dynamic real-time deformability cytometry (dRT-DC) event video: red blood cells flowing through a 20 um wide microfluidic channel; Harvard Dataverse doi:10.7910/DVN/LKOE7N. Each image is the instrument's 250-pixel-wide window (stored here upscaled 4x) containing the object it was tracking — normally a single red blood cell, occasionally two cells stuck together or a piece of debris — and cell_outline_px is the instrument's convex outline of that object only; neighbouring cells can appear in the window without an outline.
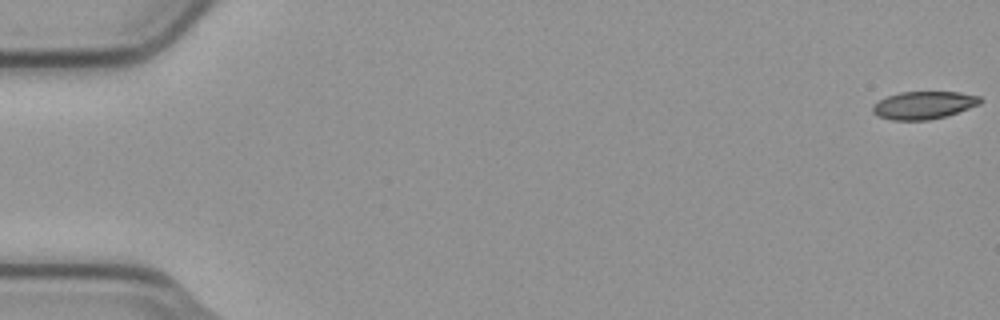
{"species": "common noctule bat (a hibernating species)", "species_latin": "Nyctalus noctula", "temperature_condition": "cold", "stored_images_in_passage": 55, "camera_frame_rate_fps": 3000, "um_per_image_px": 0.085, "animal": {"sex": "male", "body_mass_g": 23.1, "forearm_length_mm": 52.7}, "frame": {"image": 1, "passage_image": 1, "time_ms": 0.0, "image_size_px": [1000, 320], "cell_outline_px": [[980, 104], [944, 116], [928, 120], [892, 120], [880, 116], [872, 112], [872, 104], [888, 96], [900, 92], [960, 92], [980, 96]], "centroid_in_image_um": [78.49, 8.93], "position_along_channel_um": 6.5, "area_um2": 17.11}}
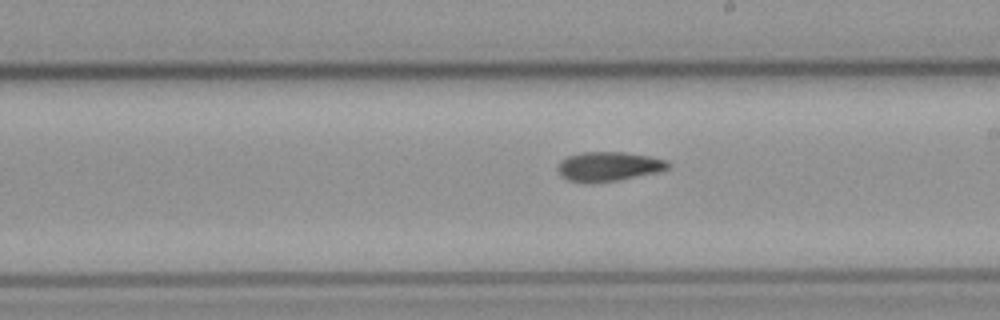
{"frame": {"image": 2, "passage_image": 32, "time_ms": 10.333, "image_size_px": [1000, 320], "cell_outline_px": [[672, 164], [668, 168], [660, 172], [616, 180], [568, 180], [560, 176], [556, 168], [560, 160], [568, 156], [580, 152], [624, 152], [648, 156], [668, 160]], "centroid_in_image_um": [51.76, 14.11], "position_along_channel_um": 237.2, "area_um2": 18.5}}
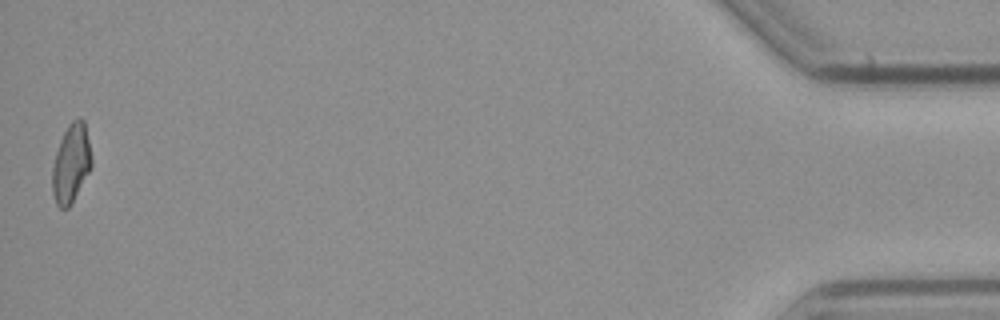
{"frame": {"image": 3, "passage_image": 55, "time_ms": 18.0, "image_size_px": [1000, 320], "cell_outline_px": [[92, 168], [68, 208], [60, 208], [56, 204], [52, 192], [52, 168], [56, 152], [60, 140], [68, 124], [72, 120], [80, 116], [84, 120], [92, 156]], "centroid_in_image_um": [6.05, 13.87], "position_along_channel_um": 429.1, "area_um2": 18.09}, "authors_computed_cell_mechanics": {"area_um2": 18.5538, "velocity_mm_per_s": 3.7776, "shape_relaxation_time_tau1_ms": null, "shape_relaxation_time_tau2_ms": 5.757, "deformation_change_tau1": null, "deformation_change_tau2": 0.1226}}